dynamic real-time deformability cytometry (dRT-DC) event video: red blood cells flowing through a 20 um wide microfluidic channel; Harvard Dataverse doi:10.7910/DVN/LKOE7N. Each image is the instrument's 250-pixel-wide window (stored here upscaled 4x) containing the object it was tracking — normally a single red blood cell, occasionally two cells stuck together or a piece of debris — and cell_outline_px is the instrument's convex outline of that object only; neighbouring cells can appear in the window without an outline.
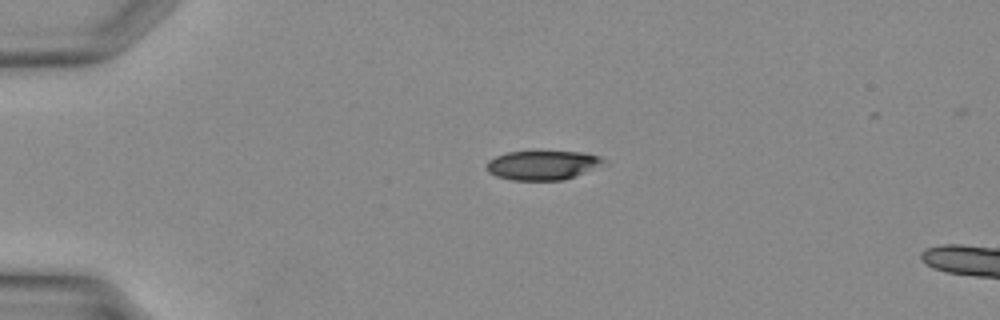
{"species": "Egyptian fruit bat (a non-hibernating species)", "species_latin": "Rousettus aegyptiacus", "temperature_condition": "warm", "stored_images_in_passage": 29, "camera_frame_rate_fps": 3000, "um_per_image_px": 0.085, "animal": {"sex": "female"}, "frame": {"image": 1, "passage_image": 1, "time_ms": 0.0, "image_size_px": [1000, 320], "cell_outline_px": [[608, 164], [576, 176], [564, 180], [512, 180], [496, 176], [488, 172], [488, 160], [496, 156], [508, 152], [584, 152], [600, 156]], "centroid_in_image_um": [46.19, 14.05], "position_along_channel_um": 38.8, "area_um2": 20.0}}
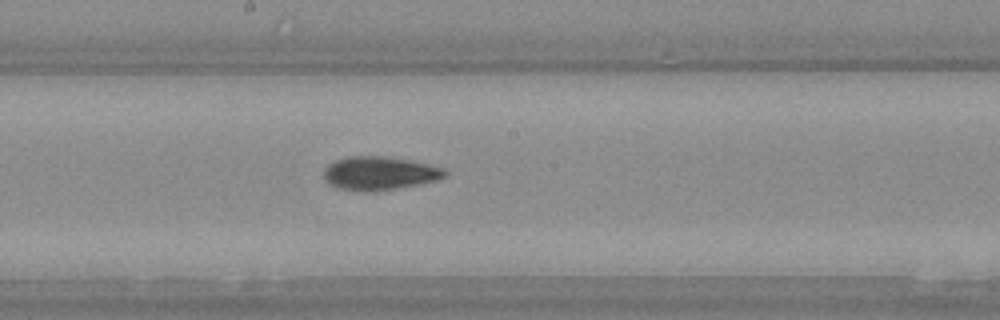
{"frame": {"image": 2, "passage_image": 13, "time_ms": 4.0, "image_size_px": [1000, 320], "cell_outline_px": [[448, 176], [436, 180], [420, 184], [396, 188], [340, 188], [332, 184], [324, 176], [324, 168], [328, 164], [336, 160], [352, 156], [376, 156], [404, 160], [444, 168], [448, 172]], "centroid_in_image_um": [32.31, 14.68], "position_along_channel_um": 215.9, "area_um2": 22.2}}
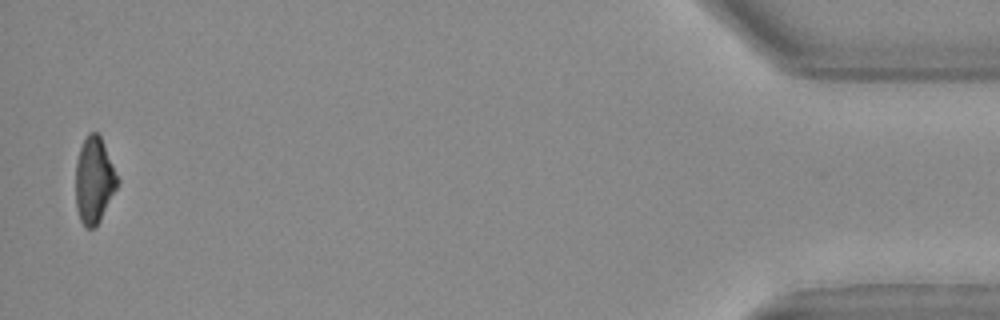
{"frame": {"image": 3, "passage_image": 29, "time_ms": 9.333, "image_size_px": [1000, 320], "cell_outline_px": [[120, 180], [100, 220], [92, 228], [88, 228], [80, 220], [76, 208], [76, 164], [80, 148], [88, 132], [96, 132], [100, 136]], "centroid_in_image_um": [8.0, 15.31], "position_along_channel_um": 427.2, "area_um2": 20.63}}